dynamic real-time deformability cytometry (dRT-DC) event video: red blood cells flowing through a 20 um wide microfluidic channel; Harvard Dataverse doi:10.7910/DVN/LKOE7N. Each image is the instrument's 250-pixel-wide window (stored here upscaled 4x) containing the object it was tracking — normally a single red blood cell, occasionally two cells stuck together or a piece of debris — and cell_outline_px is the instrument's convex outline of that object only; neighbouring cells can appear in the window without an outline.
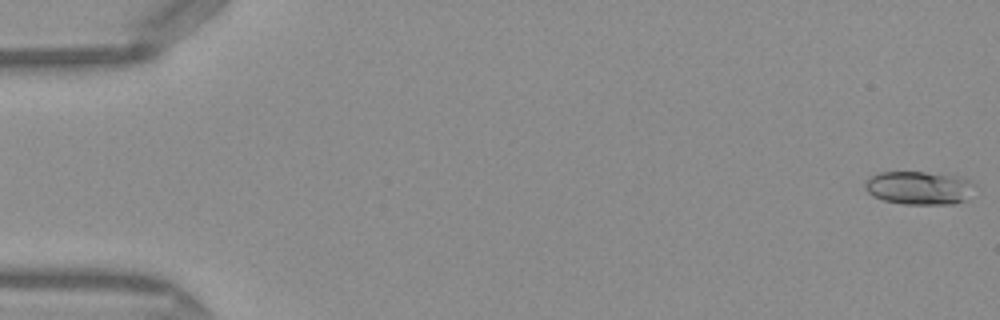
{"species": "Egyptian fruit bat (a non-hibernating species)", "species_latin": "Rousettus aegyptiacus", "temperature_condition": "warm", "stored_images_in_passage": 50, "camera_frame_rate_fps": 3000, "um_per_image_px": 0.085, "frame": {"image": 1, "passage_image": 1, "time_ms": 0.0, "image_size_px": [1000, 320], "cell_outline_px": [[976, 184], [968, 200], [952, 204], [904, 204], [884, 200], [872, 196], [864, 188], [864, 184], [872, 176], [880, 172], [924, 172], [960, 176]], "centroid_in_image_um": [78.16, 15.97], "position_along_channel_um": 6.8, "area_um2": 21.44}}
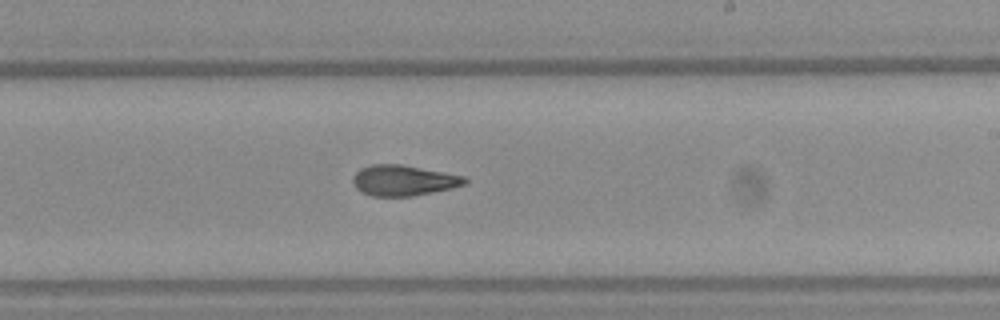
{"frame": {"image": 2, "passage_image": 30, "time_ms": 9.667, "image_size_px": [1000, 320], "cell_outline_px": [[468, 180], [464, 184], [452, 188], [412, 196], [372, 196], [360, 192], [356, 188], [352, 180], [352, 176], [360, 168], [372, 164], [400, 164], [444, 172], [464, 176]], "centroid_in_image_um": [34.25, 15.33], "position_along_channel_um": 254.7, "area_um2": 19.94}}
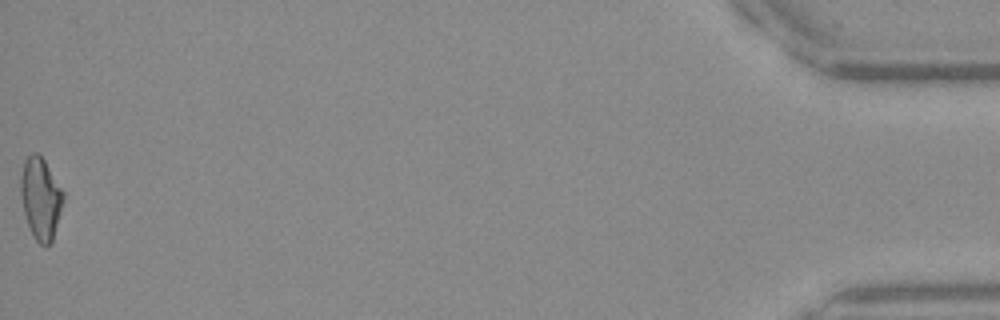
{"frame": {"image": 3, "passage_image": 50, "time_ms": 16.333, "image_size_px": [1000, 320], "cell_outline_px": [[64, 196], [52, 240], [44, 248], [36, 240], [28, 224], [24, 212], [20, 192], [20, 180], [24, 160], [32, 152], [36, 152], [44, 160], [64, 192]], "centroid_in_image_um": [3.44, 16.84], "position_along_channel_um": 431.8, "area_um2": 19.88}, "authors_computed_cell_mechanics": {"area_um2": 19.9988, "velocity_mm_per_s": 4.1198, "shape_relaxation_time_tau1_ms": 6.7147, "shape_relaxation_time_tau2_ms": 2.5638, "deformation_change_tau1": 0.2288, "deformation_change_tau2": 0.1147}}